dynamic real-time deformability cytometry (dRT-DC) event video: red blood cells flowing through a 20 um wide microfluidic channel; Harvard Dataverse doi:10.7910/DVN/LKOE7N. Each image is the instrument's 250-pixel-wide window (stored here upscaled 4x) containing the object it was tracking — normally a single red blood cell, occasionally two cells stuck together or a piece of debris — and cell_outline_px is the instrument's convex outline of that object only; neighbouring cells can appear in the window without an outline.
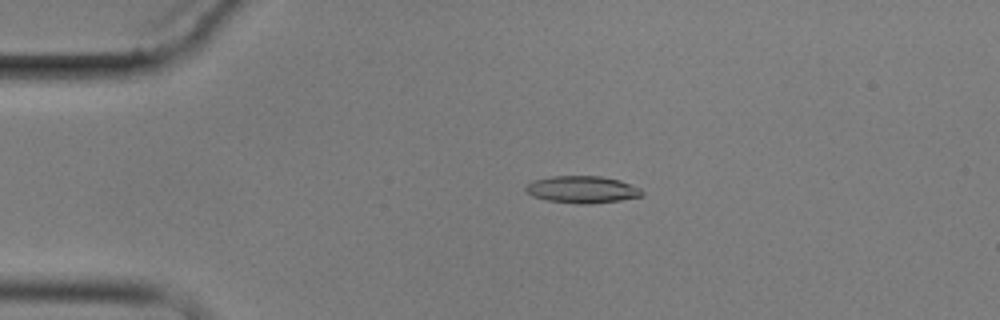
{"species": "common noctule bat (a hibernating species)", "species_latin": "Nyctalus noctula", "temperature_condition": "cold", "stored_images_in_passage": 4, "camera_frame_rate_fps": 3000, "um_per_image_px": 0.085, "animal": {"sex": "male", "body_mass_g": 17.9}, "frame": {"image": 1, "passage_image": 3, "time_ms": 3.333, "image_size_px": [1000, 320], "cell_outline_px": [[644, 196], [620, 200], [592, 204], [576, 204], [548, 200], [532, 196], [524, 192], [524, 184], [532, 180], [552, 176], [600, 176], [620, 180], [640, 188], [644, 192]], "centroid_in_image_um": [49.45, 16.11], "position_along_channel_um": 35.6, "area_um2": 18.67}}